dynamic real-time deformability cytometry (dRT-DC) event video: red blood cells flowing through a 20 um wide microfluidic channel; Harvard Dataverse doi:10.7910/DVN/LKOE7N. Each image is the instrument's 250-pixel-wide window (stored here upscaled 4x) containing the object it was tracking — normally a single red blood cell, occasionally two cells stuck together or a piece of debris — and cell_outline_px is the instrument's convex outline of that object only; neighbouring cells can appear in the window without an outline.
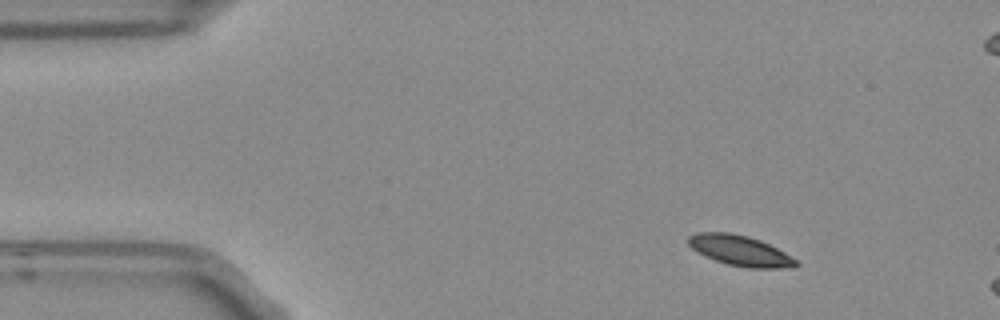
{"species": "Egyptian fruit bat (a non-hibernating species)", "species_latin": "Rousettus aegyptiacus", "temperature_condition": "room temperature", "stored_images_in_passage": 3, "camera_frame_rate_fps": 3000, "um_per_image_px": 0.085, "frame": {"image": 1, "passage_image": 1, "time_ms": 0.0, "image_size_px": [1000, 320], "cell_outline_px": [[800, 264], [792, 268], [748, 268], [728, 264], [716, 260], [692, 248], [688, 244], [688, 236], [696, 232], [728, 232], [748, 236], [760, 240], [784, 252], [796, 260]], "centroid_in_image_um": [62.92, 21.3], "position_along_channel_um": 22.1, "area_um2": 18.84}}